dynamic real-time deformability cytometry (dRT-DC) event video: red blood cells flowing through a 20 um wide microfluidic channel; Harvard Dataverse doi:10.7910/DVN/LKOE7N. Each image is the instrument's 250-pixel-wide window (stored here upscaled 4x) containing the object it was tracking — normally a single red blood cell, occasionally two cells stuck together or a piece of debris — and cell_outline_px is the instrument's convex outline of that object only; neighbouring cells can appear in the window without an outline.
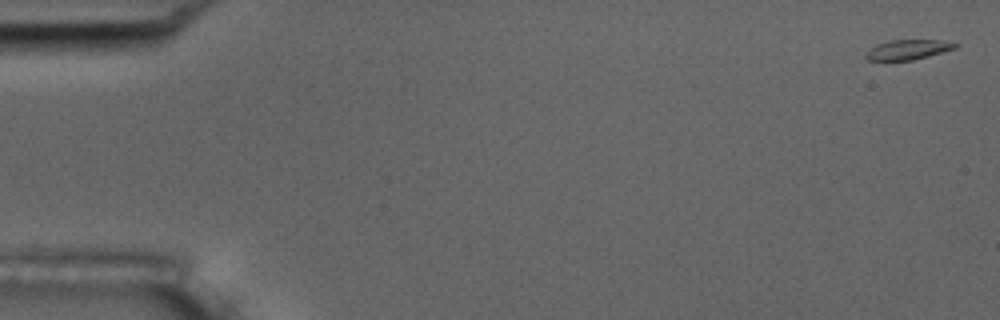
{"species": "common noctule bat (a hibernating species)", "species_latin": "Nyctalus noctula", "temperature_condition": "room temperature", "stored_images_in_passage": 11, "camera_frame_rate_fps": 3000, "um_per_image_px": 0.085, "animal": {"sex": "male", "body_mass_g": 17.5, "forearm_length_mm": 52.3}, "frame": {"image": 1, "passage_image": 1, "time_ms": 0.0, "image_size_px": [1000, 320], "cell_outline_px": [[960, 44], [956, 48], [928, 56], [912, 60], [868, 60], [864, 56], [876, 44], [888, 40], [940, 40]], "centroid_in_image_um": [77.19, 4.21], "position_along_channel_um": 7.8, "area_um2": 10.23}}
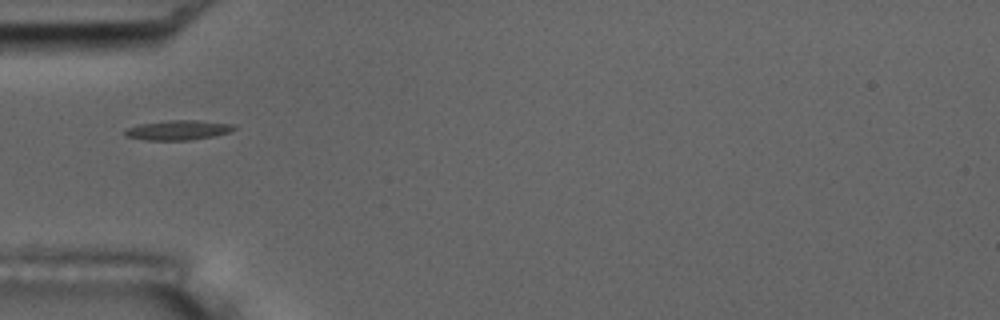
{"frame": {"image": 2, "passage_image": 5, "time_ms": 1.333, "image_size_px": [1000, 320], "cell_outline_px": [[236, 128], [228, 132], [216, 136], [192, 140], [144, 140], [124, 136], [124, 132], [128, 128], [140, 124], [168, 120], [196, 120], [232, 124]], "centroid_in_image_um": [15.13, 11.07], "position_along_channel_um": 69.9, "area_um2": 12.54}}
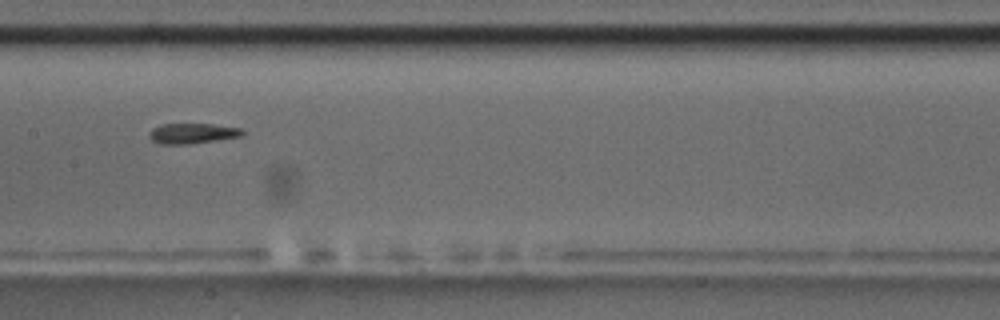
{"frame": {"image": 3, "passage_image": 8, "time_ms": 2.333, "image_size_px": [1000, 320], "cell_outline_px": [[244, 136], [188, 144], [160, 144], [152, 140], [148, 136], [148, 132], [152, 128], [160, 124], [212, 124], [240, 128], [244, 132]], "centroid_in_image_um": [16.32, 11.34], "position_along_channel_um": 191.1, "area_um2": 11.1}}